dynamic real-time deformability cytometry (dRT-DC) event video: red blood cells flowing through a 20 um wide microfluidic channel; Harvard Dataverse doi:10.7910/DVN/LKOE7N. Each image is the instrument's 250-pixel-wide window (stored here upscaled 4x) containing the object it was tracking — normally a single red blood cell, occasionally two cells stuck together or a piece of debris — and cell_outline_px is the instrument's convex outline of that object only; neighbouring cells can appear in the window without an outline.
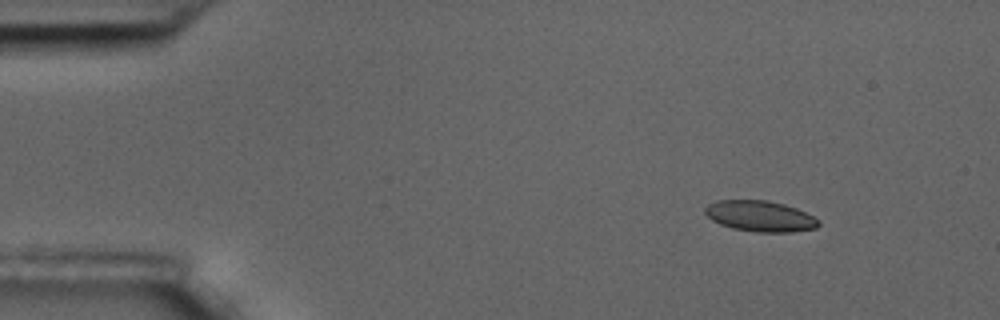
{"species": "common noctule bat (a hibernating species)", "species_latin": "Nyctalus noctula", "temperature_condition": "room temperature", "stored_images_in_passage": 4, "camera_frame_rate_fps": 3000, "um_per_image_px": 0.085, "animal": {"sex": "male", "body_mass_g": 17.5, "forearm_length_mm": 52.3}, "frame": {"image": 1, "passage_image": 1, "time_ms": 0.0, "image_size_px": [1000, 320], "cell_outline_px": [[820, 224], [816, 228], [792, 232], [756, 232], [732, 228], [720, 224], [712, 220], [704, 212], [704, 208], [708, 204], [716, 200], [768, 200], [784, 204], [796, 208], [820, 220]], "centroid_in_image_um": [64.6, 18.37], "position_along_channel_um": 20.4, "area_um2": 20.46}}
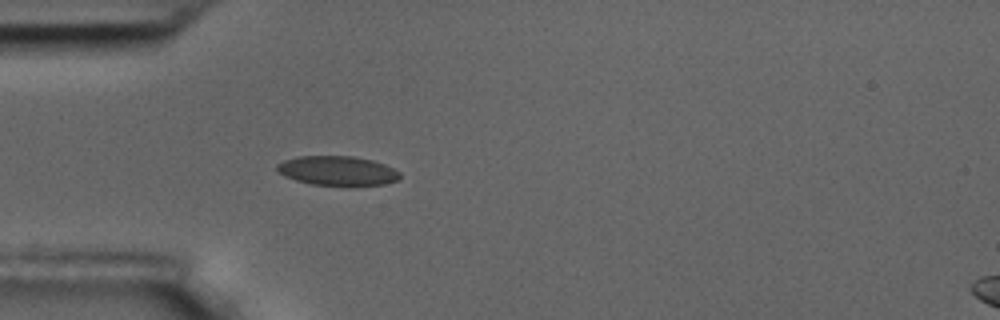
{"frame": {"image": 2, "passage_image": 4, "time_ms": 1.0, "image_size_px": [1000, 320], "cell_outline_px": [[400, 176], [396, 180], [384, 184], [312, 184], [296, 180], [284, 176], [276, 168], [276, 164], [284, 160], [296, 156], [352, 156], [372, 160], [384, 164], [400, 172]], "centroid_in_image_um": [28.64, 14.48], "position_along_channel_um": 56.4, "area_um2": 20.58}}